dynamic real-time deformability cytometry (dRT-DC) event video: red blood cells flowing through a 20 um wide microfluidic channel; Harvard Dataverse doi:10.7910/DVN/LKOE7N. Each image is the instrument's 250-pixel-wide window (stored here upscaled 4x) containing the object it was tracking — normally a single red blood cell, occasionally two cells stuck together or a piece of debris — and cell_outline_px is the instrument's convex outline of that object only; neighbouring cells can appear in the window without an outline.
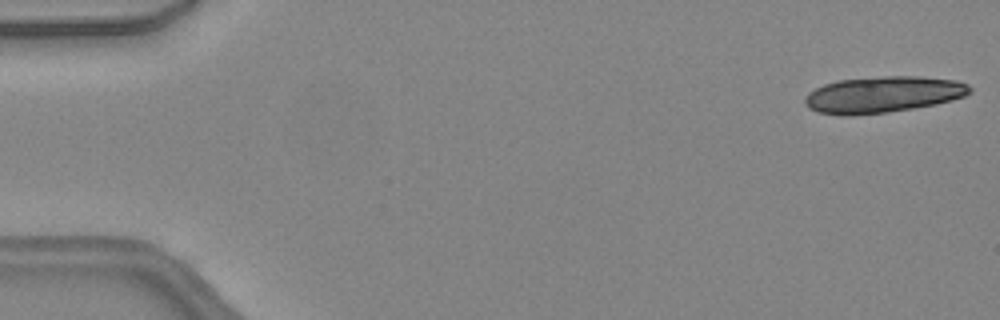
{"species": "common noctule bat (a hibernating species)", "species_latin": "Nyctalus noctula", "temperature_condition": "warm", "stored_images_in_passage": 15, "camera_frame_rate_fps": 3000, "um_per_image_px": 0.085, "animal": {"sex": "female", "body_mass_g": 24.6, "forearm_length_mm": 56.2}, "frame": {"image": 1, "passage_image": 1, "time_ms": 0.0, "image_size_px": [1000, 320], "cell_outline_px": [[972, 92], [964, 96], [952, 100], [936, 104], [888, 112], [852, 116], [840, 116], [816, 112], [808, 108], [804, 104], [804, 100], [808, 92], [824, 84], [840, 80], [884, 76], [916, 76], [956, 80], [968, 84], [972, 88]], "centroid_in_image_um": [75.03, 8.05], "position_along_channel_um": 10.0, "area_um2": 35.14}}